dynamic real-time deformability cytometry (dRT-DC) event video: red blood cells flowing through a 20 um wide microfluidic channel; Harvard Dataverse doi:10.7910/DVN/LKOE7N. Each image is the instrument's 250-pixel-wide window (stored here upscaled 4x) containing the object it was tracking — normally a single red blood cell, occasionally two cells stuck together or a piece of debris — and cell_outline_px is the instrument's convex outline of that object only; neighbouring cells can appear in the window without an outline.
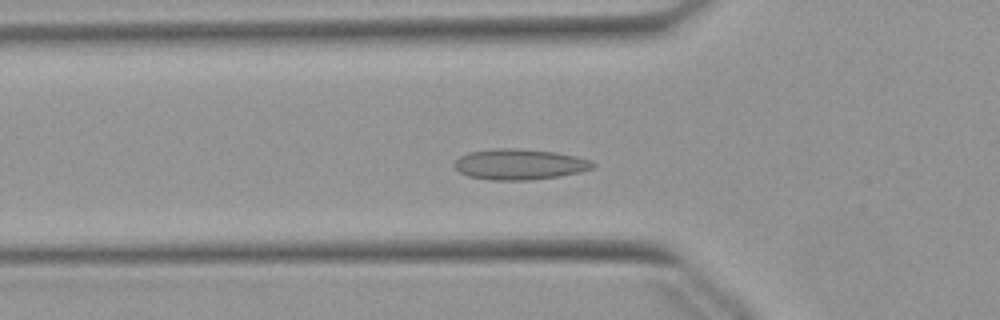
{"species": "Egyptian fruit bat (a non-hibernating species)", "species_latin": "Rousettus aegyptiacus", "temperature_condition": "warm", "stored_images_in_passage": 51, "camera_frame_rate_fps": 3000, "um_per_image_px": 0.085, "animal": {"sex": "female"}, "frame": {"image": 1, "passage_image": 17, "time_ms": 5.333, "image_size_px": [1000, 320], "cell_outline_px": [[596, 164], [592, 168], [580, 172], [560, 176], [532, 180], [488, 180], [468, 176], [460, 172], [452, 164], [460, 156], [468, 152], [496, 148], [520, 148], [556, 152], [576, 156], [592, 160]], "centroid_in_image_um": [44.17, 13.96], "position_along_channel_um": 81.6, "area_um2": 25.03}}
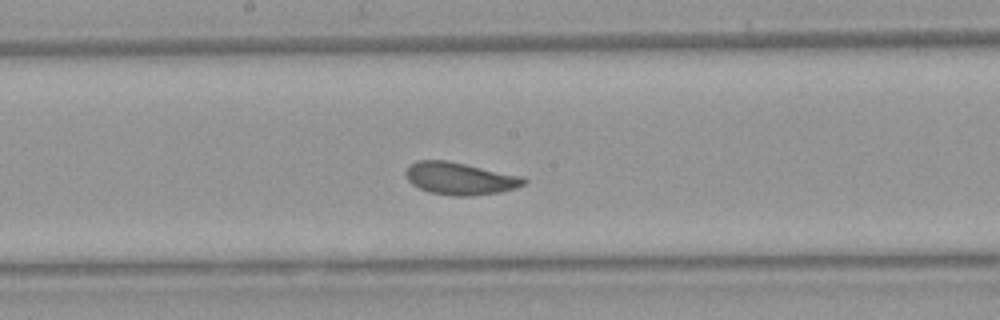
{"frame": {"image": 2, "passage_image": 27, "time_ms": 8.667, "image_size_px": [1000, 320], "cell_outline_px": [[528, 180], [524, 184], [516, 188], [500, 192], [468, 196], [452, 196], [428, 192], [412, 184], [408, 180], [404, 172], [416, 160], [448, 160], [524, 176]], "centroid_in_image_um": [39.12, 15.17], "position_along_channel_um": 209.1, "area_um2": 22.43}}
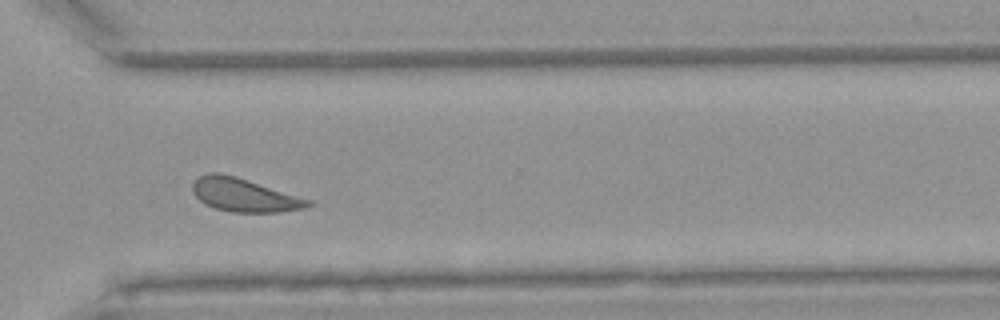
{"frame": {"image": 3, "passage_image": 38, "time_ms": 12.333, "image_size_px": [1000, 320], "cell_outline_px": [[312, 204], [304, 208], [280, 212], [232, 212], [216, 208], [204, 204], [192, 192], [192, 184], [200, 176], [208, 172], [220, 172], [236, 176], [312, 200]], "centroid_in_image_um": [20.74, 16.57], "position_along_channel_um": 349.9, "area_um2": 22.43}}